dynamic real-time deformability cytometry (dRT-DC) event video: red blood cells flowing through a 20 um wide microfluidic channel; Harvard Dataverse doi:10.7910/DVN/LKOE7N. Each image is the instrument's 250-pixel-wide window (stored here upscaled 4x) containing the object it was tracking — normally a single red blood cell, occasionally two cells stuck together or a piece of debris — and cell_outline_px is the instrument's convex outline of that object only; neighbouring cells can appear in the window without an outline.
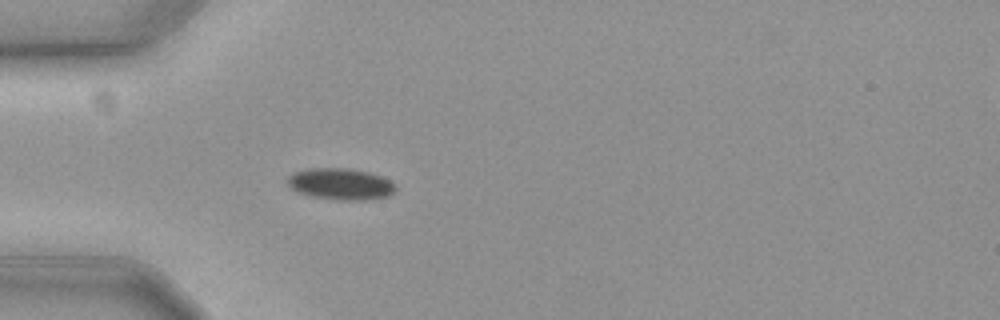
{"species": "common noctule bat (a hibernating species)", "species_latin": "Nyctalus noctula", "temperature_condition": "cold", "stored_images_in_passage": 8, "camera_frame_rate_fps": 3000, "um_per_image_px": 0.085, "animal": {"sex": "female", "body_mass_g": 19.3, "forearm_length_mm": 54.1}, "frame": {"image": 1, "passage_image": 1, "time_ms": 0.0, "image_size_px": [1000, 320], "cell_outline_px": [[396, 192], [388, 196], [360, 200], [340, 200], [312, 196], [296, 192], [288, 184], [288, 176], [292, 172], [308, 168], [348, 168], [368, 172], [392, 180], [396, 184]], "centroid_in_image_um": [28.96, 15.63], "position_along_channel_um": 56.0, "area_um2": 19.94}}
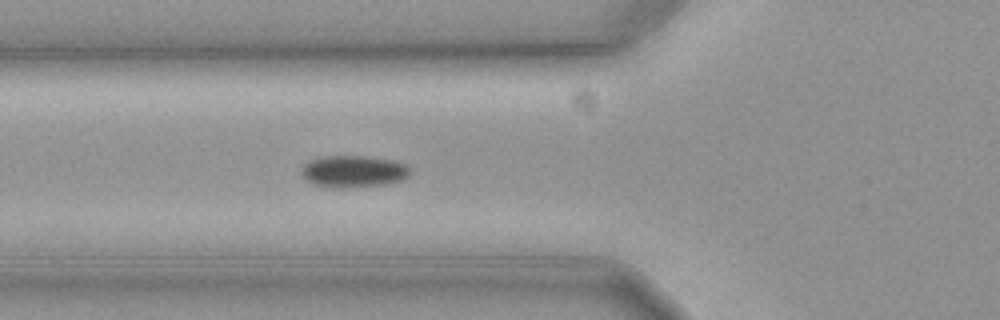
{"frame": {"image": 2, "passage_image": 5, "time_ms": 1.333, "image_size_px": [1000, 320], "cell_outline_px": [[408, 176], [400, 180], [384, 184], [344, 188], [332, 188], [312, 184], [304, 180], [300, 172], [304, 164], [308, 160], [320, 156], [364, 156], [392, 160], [404, 164], [408, 168]], "centroid_in_image_um": [29.93, 14.57], "position_along_channel_um": 95.9, "area_um2": 20.23}}
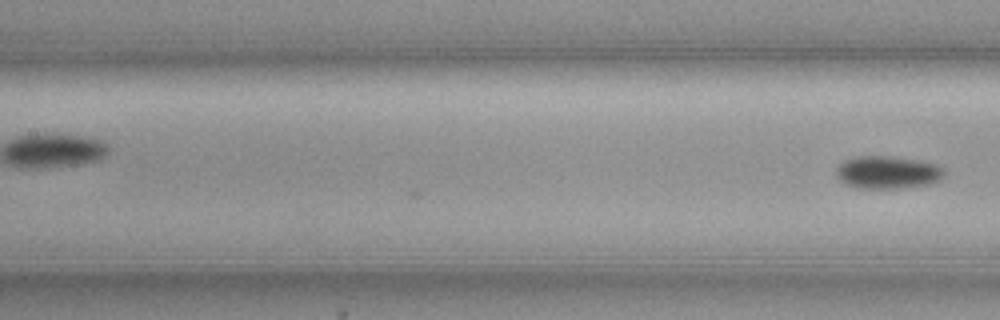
{"frame": {"image": 3, "passage_image": 8, "time_ms": 2.333, "image_size_px": [1000, 320], "cell_outline_px": [[944, 176], [940, 180], [928, 184], [900, 188], [856, 188], [844, 184], [836, 180], [836, 168], [844, 160], [856, 156], [888, 156], [916, 160], [936, 164], [944, 168]], "centroid_in_image_um": [75.39, 14.66], "position_along_channel_um": 132.0, "area_um2": 20.75}}